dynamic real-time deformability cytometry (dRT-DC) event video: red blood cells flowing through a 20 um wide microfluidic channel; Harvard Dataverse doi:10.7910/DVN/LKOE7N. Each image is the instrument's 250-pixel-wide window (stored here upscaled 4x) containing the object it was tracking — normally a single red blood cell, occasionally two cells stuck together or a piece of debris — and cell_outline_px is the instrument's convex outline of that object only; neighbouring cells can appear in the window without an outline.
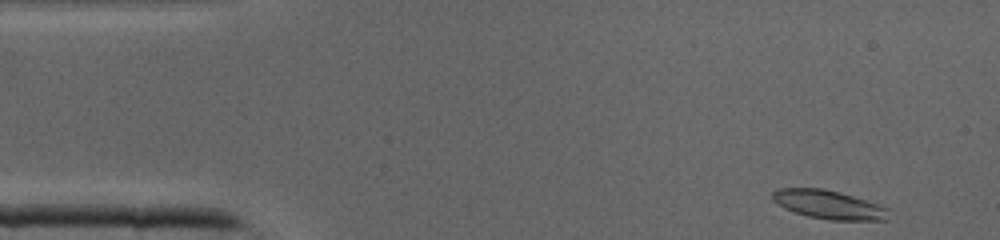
{"species": "common noctule bat (a hibernating species)", "species_latin": "Nyctalus noctula", "temperature_condition": "cold", "stored_images_in_passage": 39, "camera_frame_rate_fps": 3000, "um_per_image_px": 0.085, "animal": {"sex": "male", "body_mass_g": 19.0, "forearm_length_mm": 50.8}, "frame": {"image": 1, "passage_image": 1, "time_ms": 0.0, "image_size_px": [1000, 240], "cell_outline_px": [[888, 220], [828, 220], [808, 216], [784, 208], [772, 200], [772, 192], [776, 188], [824, 188], [840, 192], [888, 208]], "centroid_in_image_um": [70.4, 17.39], "position_along_channel_um": 14.6, "area_um2": 19.31}}
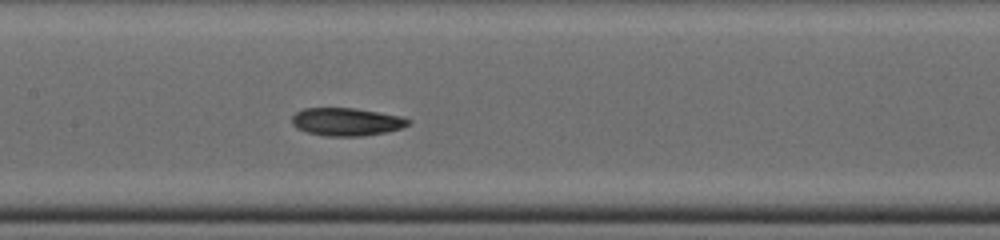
{"frame": {"image": 2, "passage_image": 17, "time_ms": 5.333, "image_size_px": [1000, 240], "cell_outline_px": [[412, 124], [388, 132], [364, 136], [324, 136], [308, 132], [296, 128], [292, 124], [292, 116], [296, 112], [304, 108], [356, 108], [400, 116], [412, 120]], "centroid_in_image_um": [29.47, 10.35], "position_along_channel_um": 177.9, "area_um2": 19.07}}
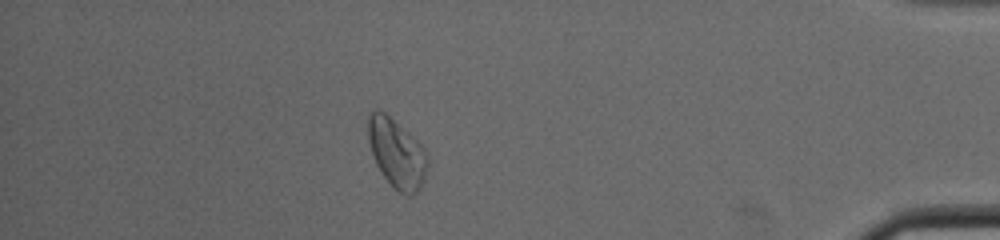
{"frame": {"image": 3, "passage_image": 34, "time_ms": 11.0, "image_size_px": [1000, 240], "cell_outline_px": [[428, 164], [424, 180], [420, 188], [412, 196], [408, 196], [392, 188], [376, 164], [368, 140], [368, 116], [372, 112], [384, 112], [408, 132], [424, 148], [428, 156]], "centroid_in_image_um": [33.74, 13.08], "position_along_channel_um": 401.5, "area_um2": 23.64}}